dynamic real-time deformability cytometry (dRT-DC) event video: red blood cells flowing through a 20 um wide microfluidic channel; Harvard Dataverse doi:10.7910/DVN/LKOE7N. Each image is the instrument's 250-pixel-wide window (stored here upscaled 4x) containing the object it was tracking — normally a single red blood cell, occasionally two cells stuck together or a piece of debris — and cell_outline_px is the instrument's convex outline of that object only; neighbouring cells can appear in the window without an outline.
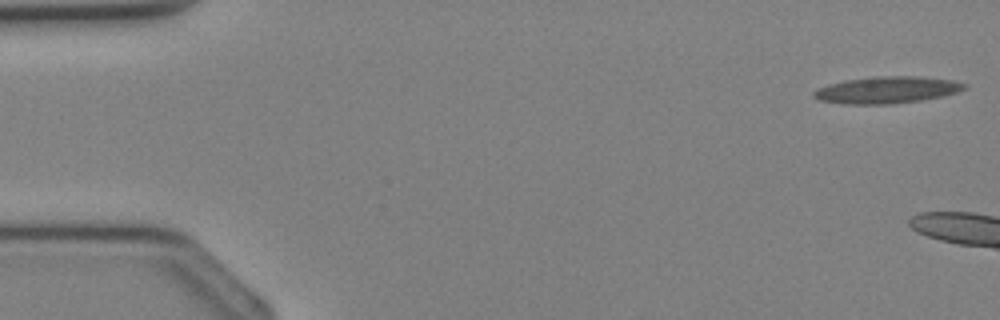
{"species": "Egyptian fruit bat (a non-hibernating species)", "species_latin": "Rousettus aegyptiacus", "temperature_condition": "cold", "stored_images_in_passage": 6, "camera_frame_rate_fps": 3000, "um_per_image_px": 0.085, "animal": {"sex": "female"}, "frame": {"image": 1, "passage_image": 1, "time_ms": 0.0, "image_size_px": [1000, 320], "cell_outline_px": [[968, 84], [964, 88], [956, 92], [940, 96], [920, 100], [888, 104], [840, 104], [816, 100], [812, 96], [812, 92], [816, 88], [828, 84], [844, 80], [872, 76], [916, 76], [952, 80]], "centroid_in_image_um": [75.27, 7.64], "position_along_channel_um": 9.7, "area_um2": 23.64}}